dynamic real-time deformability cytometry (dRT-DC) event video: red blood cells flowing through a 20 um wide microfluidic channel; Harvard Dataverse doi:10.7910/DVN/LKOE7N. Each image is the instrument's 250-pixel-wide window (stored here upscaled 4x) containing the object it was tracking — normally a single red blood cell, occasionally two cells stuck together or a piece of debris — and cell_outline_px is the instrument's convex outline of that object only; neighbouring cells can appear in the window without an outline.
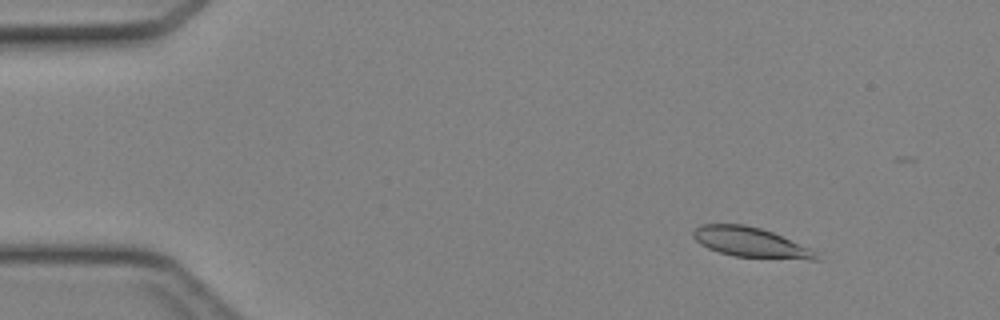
{"species": "Egyptian fruit bat (a non-hibernating species)", "species_latin": "Rousettus aegyptiacus", "temperature_condition": "cold", "stored_images_in_passage": 45, "camera_frame_rate_fps": 3000, "um_per_image_px": 0.085, "animal": {"sex": "female"}, "frame": {"image": 1, "passage_image": 5, "time_ms": 1.333, "image_size_px": [1000, 320], "cell_outline_px": [[820, 260], [812, 260], [732, 256], [708, 248], [700, 244], [692, 236], [692, 232], [700, 224], [744, 224], [760, 228], [772, 232], [808, 248]], "centroid_in_image_um": [63.71, 20.59], "position_along_channel_um": 21.3, "area_um2": 21.04}}
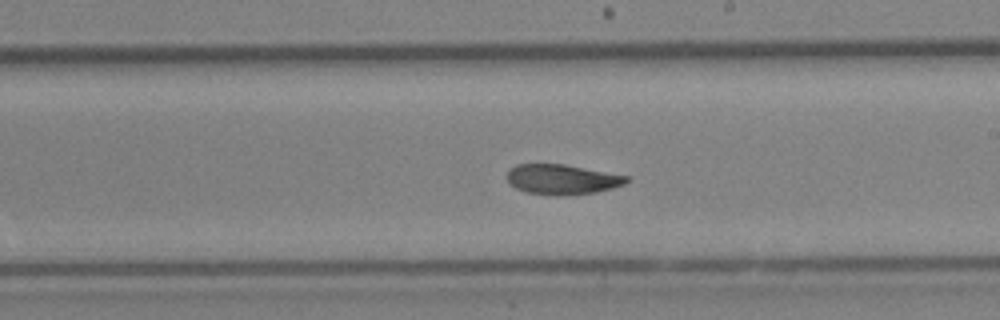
{"frame": {"image": 2, "passage_image": 26, "time_ms": 8.333, "image_size_px": [1000, 320], "cell_outline_px": [[632, 180], [624, 184], [612, 188], [596, 192], [556, 196], [528, 192], [516, 188], [508, 184], [508, 172], [516, 164], [564, 164], [628, 176]], "centroid_in_image_um": [47.79, 15.25], "position_along_channel_um": 241.2, "area_um2": 20.81}}
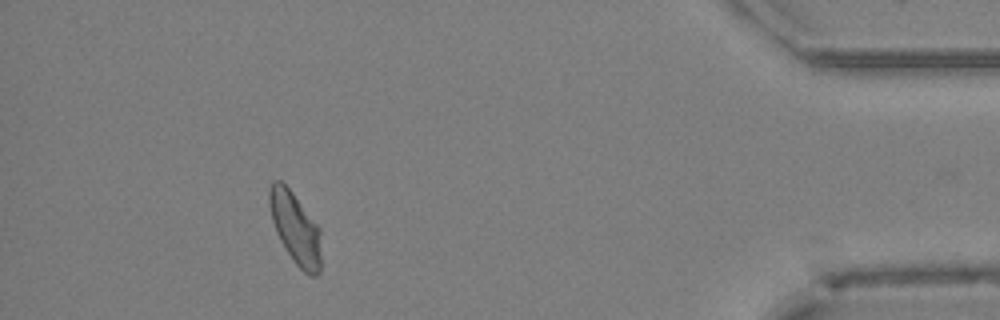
{"frame": {"image": 3, "passage_image": 41, "time_ms": 13.333, "image_size_px": [1000, 320], "cell_outline_px": [[320, 272], [316, 276], [308, 276], [292, 260], [280, 240], [276, 232], [272, 220], [268, 204], [268, 188], [272, 180], [280, 180], [292, 192], [320, 228]], "centroid_in_image_um": [25.08, 19.39], "position_along_channel_um": 410.1, "area_um2": 21.68}}